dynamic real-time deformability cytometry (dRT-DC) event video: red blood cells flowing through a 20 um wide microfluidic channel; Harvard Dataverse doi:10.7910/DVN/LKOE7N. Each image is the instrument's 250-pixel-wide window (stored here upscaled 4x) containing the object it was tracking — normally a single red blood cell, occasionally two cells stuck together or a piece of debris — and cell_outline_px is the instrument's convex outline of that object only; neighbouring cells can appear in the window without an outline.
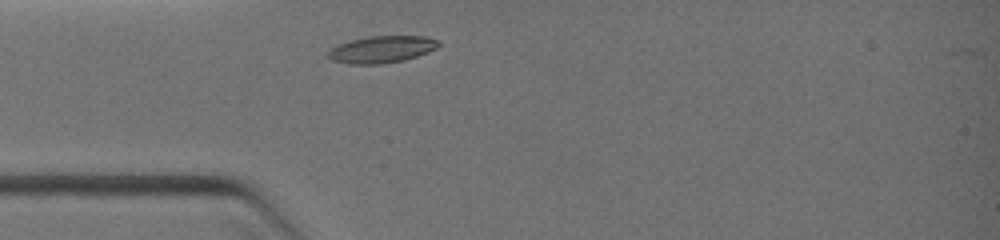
{"species": "common noctule bat (a hibernating species)", "species_latin": "Nyctalus noctula", "temperature_condition": "warm", "stored_images_in_passage": 1, "camera_frame_rate_fps": 3000, "um_per_image_px": 0.085, "animal": {"sex": "female", "body_mass_g": 19.0, "forearm_length_mm": 51.5}, "frame": {"image": 1, "passage_image": 1, "time_ms": 0.0, "image_size_px": [1000, 240], "cell_outline_px": [[440, 44], [436, 48], [428, 52], [404, 60], [380, 64], [352, 64], [332, 60], [328, 56], [328, 48], [352, 40], [368, 36], [428, 36], [436, 40]], "centroid_in_image_um": [32.44, 4.19], "position_along_channel_um": 52.6, "area_um2": 17.22}}